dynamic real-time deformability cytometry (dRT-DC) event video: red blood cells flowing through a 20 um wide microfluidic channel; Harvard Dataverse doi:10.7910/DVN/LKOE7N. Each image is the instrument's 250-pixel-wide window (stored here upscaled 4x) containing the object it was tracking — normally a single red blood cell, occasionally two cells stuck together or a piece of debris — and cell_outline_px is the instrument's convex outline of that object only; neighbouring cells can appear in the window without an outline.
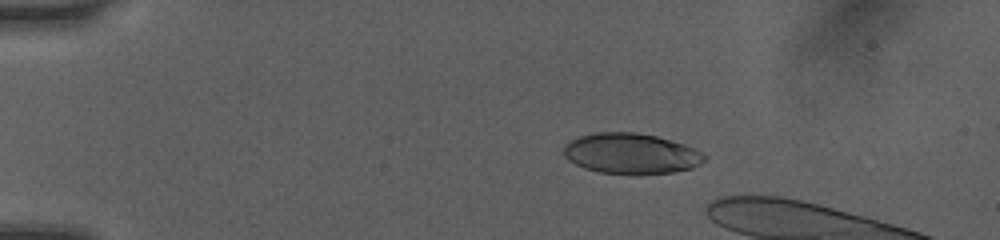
{"species": "human", "species_latin": "Homo sapiens", "temperature_condition": "room temperature", "stored_images_in_passage": 7, "camera_frame_rate_fps": 3000, "um_per_image_px": 0.085, "donor": {"sex": "female"}, "frame": {"image": 1, "passage_image": 2, "time_ms": 1.0, "image_size_px": [1000, 240], "cell_outline_px": [[708, 156], [700, 164], [692, 168], [672, 172], [600, 172], [584, 168], [568, 160], [564, 156], [564, 148], [572, 140], [580, 136], [596, 132], [636, 132], [656, 136], [684, 144]], "centroid_in_image_um": [53.64, 13.02], "position_along_channel_um": 31.4, "area_um2": 32.43}}
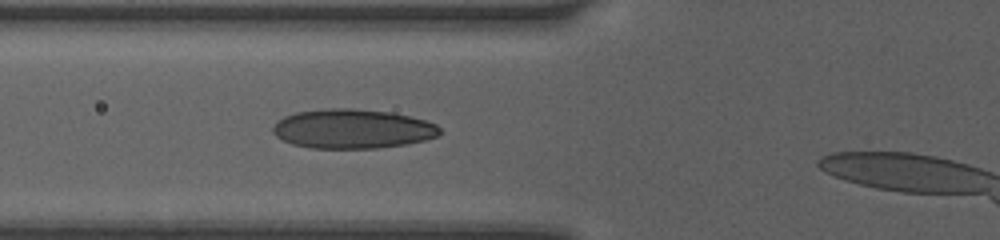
{"frame": {"image": 2, "passage_image": 6, "time_ms": 4.333, "image_size_px": [1000, 240], "cell_outline_px": [[440, 132], [436, 136], [424, 140], [408, 144], [380, 148], [312, 148], [292, 144], [276, 136], [272, 132], [272, 128], [284, 116], [296, 112], [328, 108], [352, 108], [392, 112], [424, 120], [436, 124], [440, 128]], "centroid_in_image_um": [29.96, 10.95], "position_along_channel_um": 95.8, "area_um2": 38.21}}